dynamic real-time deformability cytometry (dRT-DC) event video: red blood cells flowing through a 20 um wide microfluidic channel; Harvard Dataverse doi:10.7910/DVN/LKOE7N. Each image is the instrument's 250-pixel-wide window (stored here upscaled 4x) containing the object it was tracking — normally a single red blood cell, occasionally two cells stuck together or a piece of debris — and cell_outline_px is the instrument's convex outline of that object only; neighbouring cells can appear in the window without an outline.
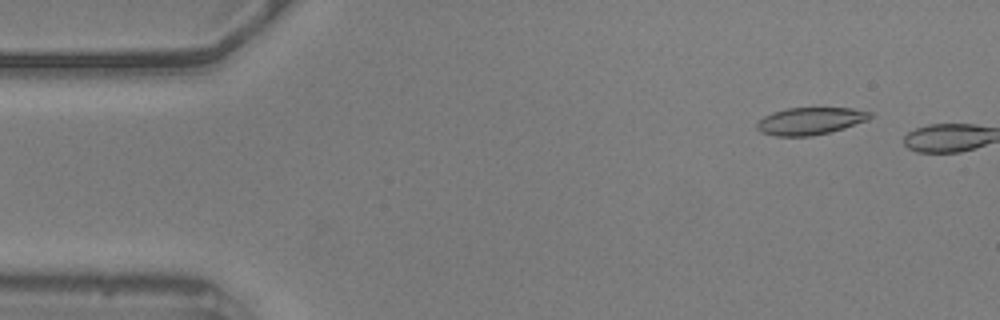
{"species": "common noctule bat (a hibernating species)", "species_latin": "Nyctalus noctula", "temperature_condition": "warm", "stored_images_in_passage": 7, "camera_frame_rate_fps": 3000, "um_per_image_px": 0.085, "animal": {"sex": "male", "body_mass_g": 20.5, "forearm_length_mm": 52.5}, "frame": {"image": 1, "passage_image": 5, "time_ms": 1.333, "image_size_px": [1000, 320], "cell_outline_px": [[872, 116], [868, 120], [844, 128], [812, 136], [776, 136], [760, 132], [756, 128], [756, 124], [764, 116], [772, 112], [788, 108], [852, 108], [872, 112]], "centroid_in_image_um": [68.87, 10.28], "position_along_channel_um": 16.1, "area_um2": 17.98}}